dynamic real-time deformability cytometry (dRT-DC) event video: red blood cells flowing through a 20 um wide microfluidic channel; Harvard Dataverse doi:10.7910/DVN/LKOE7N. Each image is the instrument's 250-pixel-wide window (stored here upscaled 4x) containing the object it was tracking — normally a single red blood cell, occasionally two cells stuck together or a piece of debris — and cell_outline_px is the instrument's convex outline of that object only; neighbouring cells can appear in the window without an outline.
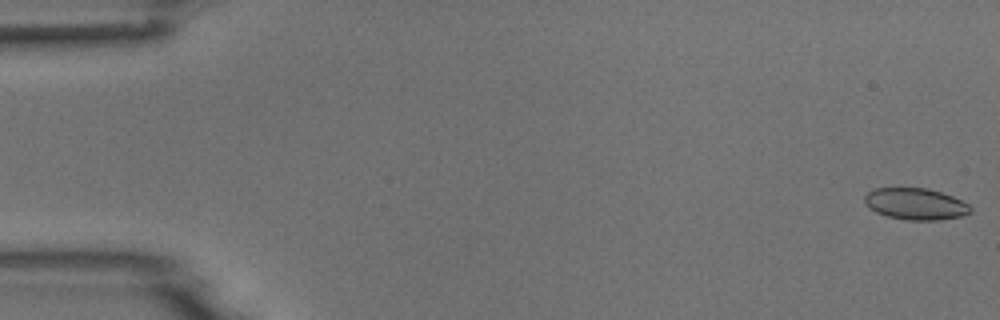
{"species": "common noctule bat (a hibernating species)", "species_latin": "Nyctalus noctula", "temperature_condition": "room temperature", "stored_images_in_passage": 5, "camera_frame_rate_fps": 3000, "um_per_image_px": 0.085, "animal": {"sex": "male", "body_mass_g": 18.8}, "frame": {"image": 1, "passage_image": 1, "time_ms": 0.0, "image_size_px": [1000, 320], "cell_outline_px": [[972, 212], [960, 216], [936, 220], [908, 220], [888, 216], [876, 212], [868, 208], [864, 200], [864, 196], [868, 192], [876, 188], [928, 188], [952, 196], [968, 204], [972, 208]], "centroid_in_image_um": [77.81, 17.33], "position_along_channel_um": 7.2, "area_um2": 19.36}}
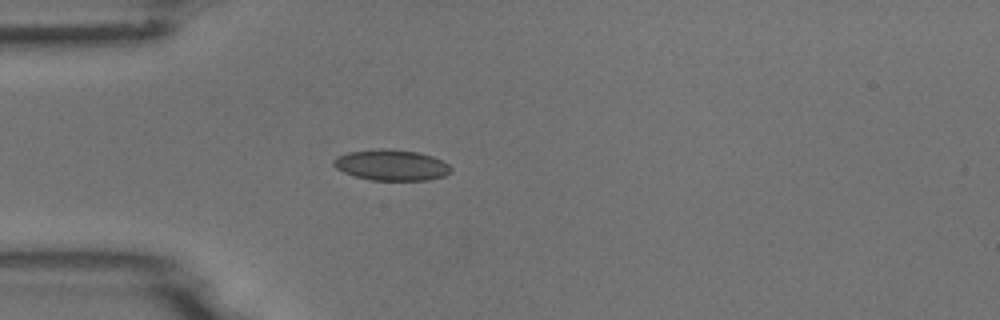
{"frame": {"image": 2, "passage_image": 5, "time_ms": 4.667, "image_size_px": [1000, 320], "cell_outline_px": [[452, 172], [444, 176], [428, 180], [372, 180], [356, 176], [344, 172], [336, 168], [332, 164], [332, 160], [336, 156], [348, 152], [380, 148], [416, 152], [432, 156], [448, 164], [452, 168]], "centroid_in_image_um": [33.26, 14.03], "position_along_channel_um": 51.7, "area_um2": 21.04}}